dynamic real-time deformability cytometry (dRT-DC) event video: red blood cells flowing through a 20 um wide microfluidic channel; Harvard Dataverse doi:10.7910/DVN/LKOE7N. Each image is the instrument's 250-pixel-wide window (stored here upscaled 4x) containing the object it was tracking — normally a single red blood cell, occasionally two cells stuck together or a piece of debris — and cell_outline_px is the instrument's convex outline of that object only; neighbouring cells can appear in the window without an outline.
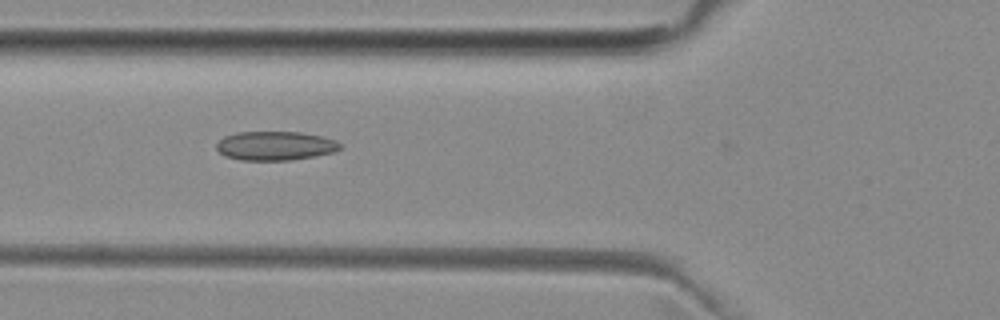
{"species": "common noctule bat (a hibernating species)", "species_latin": "Nyctalus noctula", "temperature_condition": "room temperature", "stored_images_in_passage": 47, "camera_frame_rate_fps": 3000, "um_per_image_px": 0.085, "animal": {"sex": "female", "body_mass_g": 29.2, "forearm_length_mm": 56.3}, "frame": {"image": 1, "passage_image": 18, "time_ms": 5.667, "image_size_px": [1000, 320], "cell_outline_px": [[340, 148], [332, 152], [292, 160], [240, 160], [224, 156], [216, 148], [216, 144], [224, 136], [236, 132], [300, 132], [320, 136], [336, 140], [340, 144]], "centroid_in_image_um": [23.35, 12.39], "position_along_channel_um": 102.5, "area_um2": 20.75}}
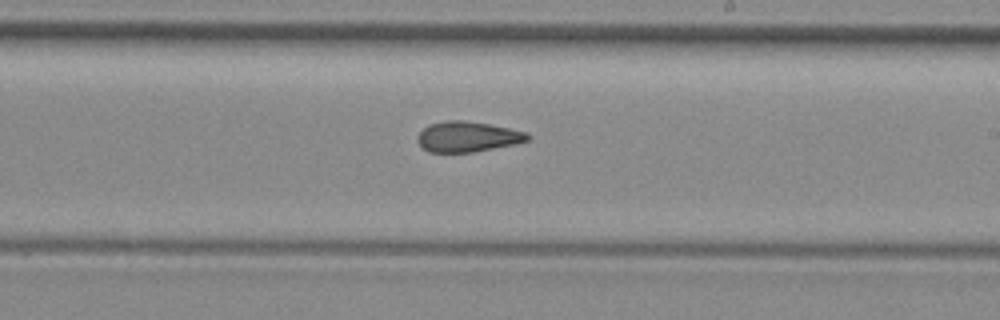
{"frame": {"image": 2, "passage_image": 29, "time_ms": 9.333, "image_size_px": [1000, 320], "cell_outline_px": [[532, 136], [528, 140], [512, 144], [472, 152], [428, 152], [416, 140], [416, 136], [424, 128], [432, 124], [448, 120], [464, 120], [488, 124], [528, 132]], "centroid_in_image_um": [39.74, 11.61], "position_along_channel_um": 249.3, "area_um2": 19.25}}
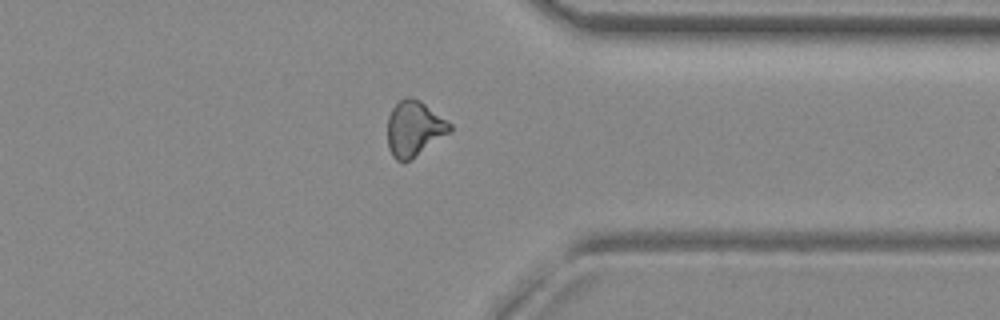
{"frame": {"image": 3, "passage_image": 39, "time_ms": 12.667, "image_size_px": [1000, 320], "cell_outline_px": [[452, 128], [448, 132], [408, 160], [396, 160], [392, 156], [388, 148], [388, 116], [392, 108], [400, 100], [408, 96], [420, 100], [452, 124]], "centroid_in_image_um": [35.16, 10.89], "position_along_channel_um": 376.2, "area_um2": 19.48}}